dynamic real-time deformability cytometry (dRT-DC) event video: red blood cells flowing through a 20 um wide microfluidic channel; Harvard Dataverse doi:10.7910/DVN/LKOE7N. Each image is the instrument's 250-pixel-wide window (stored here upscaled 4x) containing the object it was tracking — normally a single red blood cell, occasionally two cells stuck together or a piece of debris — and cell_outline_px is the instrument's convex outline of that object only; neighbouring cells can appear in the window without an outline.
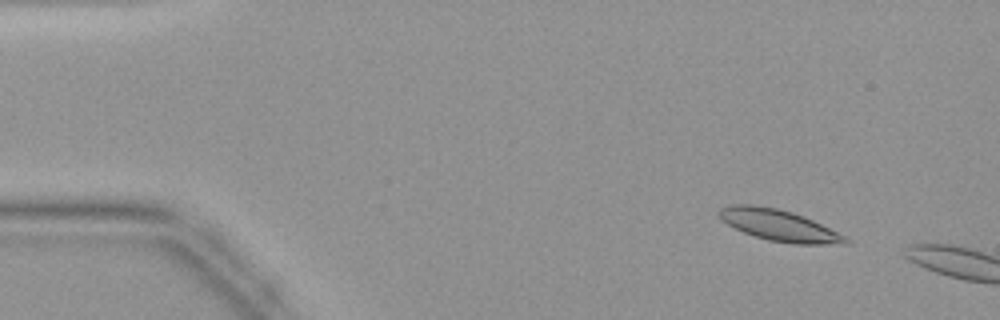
{"species": "common noctule bat (a hibernating species)", "species_latin": "Nyctalus noctula", "temperature_condition": "warm", "stored_images_in_passage": 7, "camera_frame_rate_fps": 3000, "um_per_image_px": 0.085, "animal": {"sex": "female", "body_mass_g": 19.9}, "frame": {"image": 1, "passage_image": 5, "time_ms": 1.333, "image_size_px": [1000, 320], "cell_outline_px": [[852, 240], [848, 244], [792, 244], [768, 240], [744, 232], [720, 220], [716, 212], [720, 208], [732, 204], [752, 204], [776, 208], [792, 212], [804, 216]], "centroid_in_image_um": [66.18, 19.14], "position_along_channel_um": 18.8, "area_um2": 23.0}}